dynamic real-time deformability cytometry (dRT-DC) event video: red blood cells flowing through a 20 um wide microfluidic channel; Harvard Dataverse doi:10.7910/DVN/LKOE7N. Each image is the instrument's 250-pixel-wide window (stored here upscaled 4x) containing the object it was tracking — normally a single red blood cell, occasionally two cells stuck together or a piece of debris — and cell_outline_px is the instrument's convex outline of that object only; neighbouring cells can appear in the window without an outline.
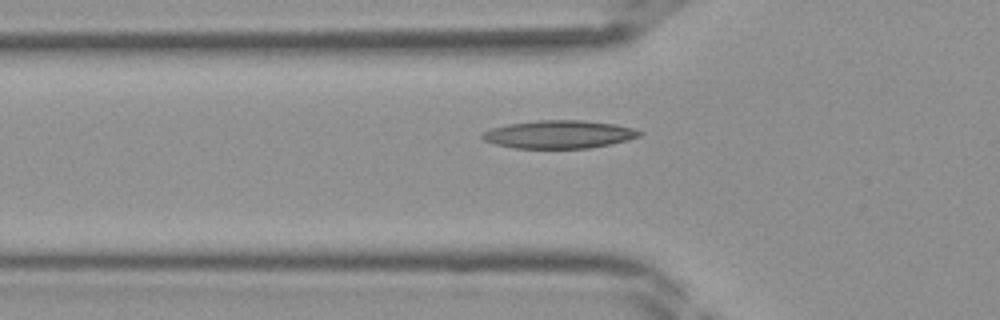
{"species": "Egyptian fruit bat (a non-hibernating species)", "species_latin": "Rousettus aegyptiacus", "temperature_condition": "room temperature", "stored_images_in_passage": 41, "camera_frame_rate_fps": 3000, "um_per_image_px": 0.085, "frame": {"image": 1, "passage_image": 14, "time_ms": 4.333, "image_size_px": [1000, 320], "cell_outline_px": [[644, 132], [640, 136], [628, 140], [612, 144], [588, 148], [516, 148], [496, 144], [484, 140], [480, 136], [484, 132], [492, 128], [508, 124], [536, 120], [580, 120], [616, 124], [632, 128]], "centroid_in_image_um": [47.55, 11.42], "position_along_channel_um": 78.3, "area_um2": 25.61}}
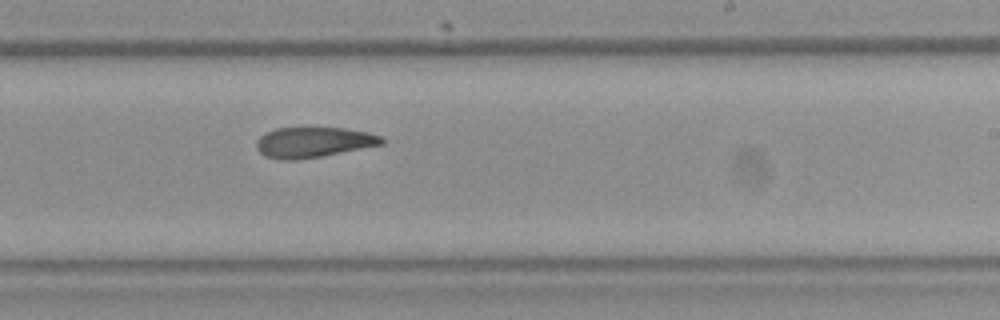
{"frame": {"image": 2, "passage_image": 25, "time_ms": 8.0, "image_size_px": [1000, 320], "cell_outline_px": [[384, 144], [300, 160], [276, 160], [264, 156], [256, 148], [256, 140], [260, 136], [276, 128], [344, 128], [368, 132], [380, 136], [384, 140]], "centroid_in_image_um": [26.61, 12.1], "position_along_channel_um": 262.4, "area_um2": 22.2}}
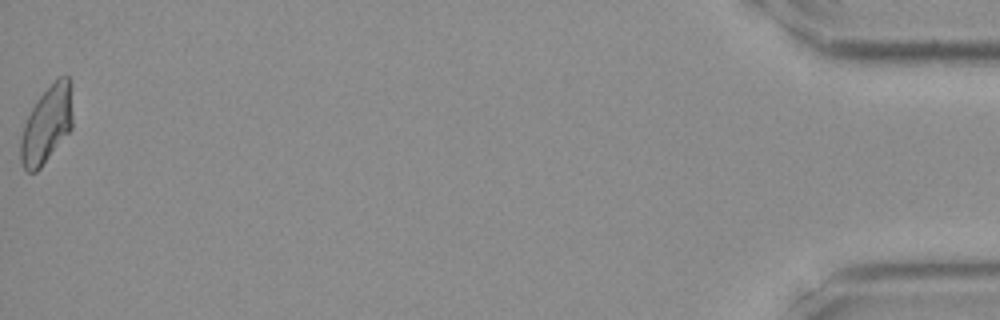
{"frame": {"image": 3, "passage_image": 41, "time_ms": 13.333, "image_size_px": [1000, 320], "cell_outline_px": [[72, 128], [40, 168], [36, 172], [28, 172], [24, 168], [20, 160], [20, 136], [24, 124], [36, 100], [60, 76], [68, 76], [72, 80]], "centroid_in_image_um": [3.98, 10.58], "position_along_channel_um": 431.2, "area_um2": 23.35}}